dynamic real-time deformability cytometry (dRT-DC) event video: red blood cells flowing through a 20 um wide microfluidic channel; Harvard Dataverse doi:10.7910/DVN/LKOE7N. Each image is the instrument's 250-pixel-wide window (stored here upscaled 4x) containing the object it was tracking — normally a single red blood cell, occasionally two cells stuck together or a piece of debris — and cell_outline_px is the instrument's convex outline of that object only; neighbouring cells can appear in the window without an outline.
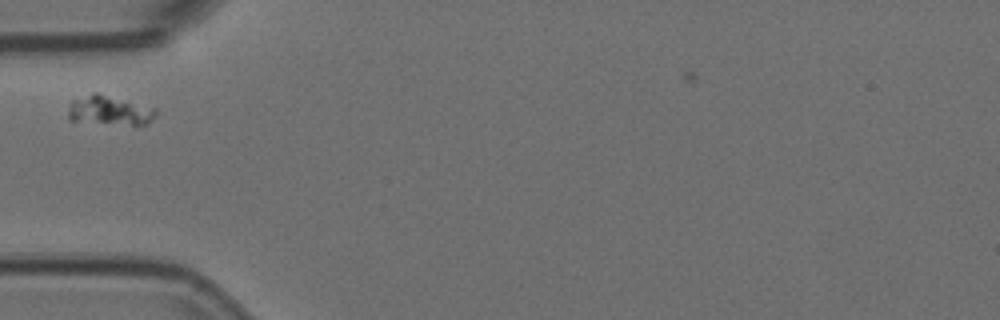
{"species": "Egyptian fruit bat (a non-hibernating species)", "species_latin": "Rousettus aegyptiacus", "temperature_condition": "room temperature", "stored_images_in_passage": 1, "camera_frame_rate_fps": 3000, "um_per_image_px": 0.085, "animal": {"sex": "female"}, "frame": {"image": 1, "passage_image": 1, "time_ms": 0.0, "image_size_px": [1000, 320], "cell_outline_px": [[156, 116], [148, 124], [132, 124], [68, 120], [68, 108], [72, 100], [92, 92], [96, 92], [156, 108]], "centroid_in_image_um": [9.3, 9.36], "position_along_channel_um": 75.7, "area_um2": 14.8}}